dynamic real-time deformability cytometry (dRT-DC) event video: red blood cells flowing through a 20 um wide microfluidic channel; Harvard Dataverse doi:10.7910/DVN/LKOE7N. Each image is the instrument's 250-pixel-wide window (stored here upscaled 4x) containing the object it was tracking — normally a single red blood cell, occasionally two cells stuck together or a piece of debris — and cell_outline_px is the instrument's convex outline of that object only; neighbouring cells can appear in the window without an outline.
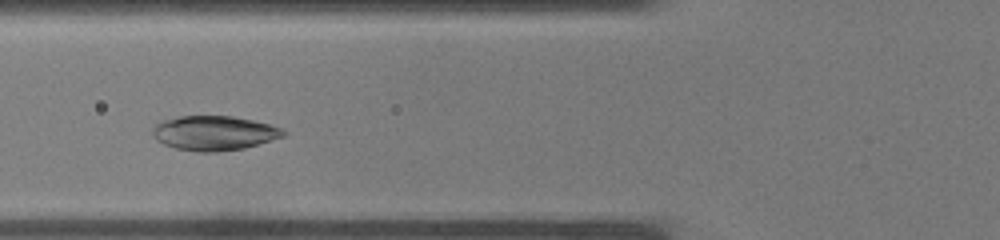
{"species": "common noctule bat (a hibernating species)", "species_latin": "Nyctalus noctula", "temperature_condition": "warm", "stored_images_in_passage": 31, "camera_frame_rate_fps": 3000, "um_per_image_px": 0.085, "animal": {"sex": "male", "body_mass_g": 19.0, "forearm_length_mm": 50.8}, "frame": {"image": 1, "passage_image": 8, "time_ms": 2.333, "image_size_px": [1000, 240], "cell_outline_px": [[288, 132], [284, 136], [244, 148], [216, 152], [200, 152], [176, 148], [164, 144], [156, 140], [152, 136], [152, 128], [156, 124], [164, 120], [180, 116], [232, 116], [252, 120], [284, 128]], "centroid_in_image_um": [18.2, 11.31], "position_along_channel_um": 107.6, "area_um2": 26.3}}
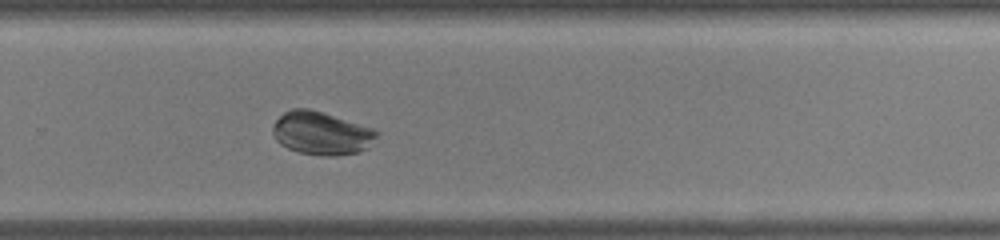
{"frame": {"image": 2, "passage_image": 19, "time_ms": 6.0, "image_size_px": [1000, 240], "cell_outline_px": [[380, 132], [368, 148], [360, 152], [332, 156], [320, 156], [300, 152], [288, 148], [280, 144], [276, 140], [272, 132], [272, 128], [276, 120], [284, 112], [292, 108], [308, 108], [372, 128]], "centroid_in_image_um": [27.31, 11.33], "position_along_channel_um": 302.5, "area_um2": 26.01}}
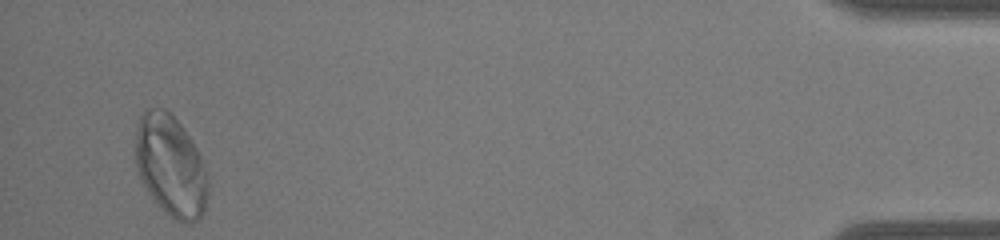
{"frame": {"image": 3, "passage_image": 30, "time_ms": 9.667, "image_size_px": [1000, 240], "cell_outline_px": [[208, 196], [204, 212], [200, 220], [192, 224], [188, 224], [176, 220], [160, 208], [144, 184], [136, 168], [136, 136], [140, 116], [148, 108], [164, 108], [172, 112], [184, 128], [196, 148], [208, 176]], "centroid_in_image_um": [14.54, 14.11], "position_along_channel_um": 420.7, "area_um2": 42.89}}